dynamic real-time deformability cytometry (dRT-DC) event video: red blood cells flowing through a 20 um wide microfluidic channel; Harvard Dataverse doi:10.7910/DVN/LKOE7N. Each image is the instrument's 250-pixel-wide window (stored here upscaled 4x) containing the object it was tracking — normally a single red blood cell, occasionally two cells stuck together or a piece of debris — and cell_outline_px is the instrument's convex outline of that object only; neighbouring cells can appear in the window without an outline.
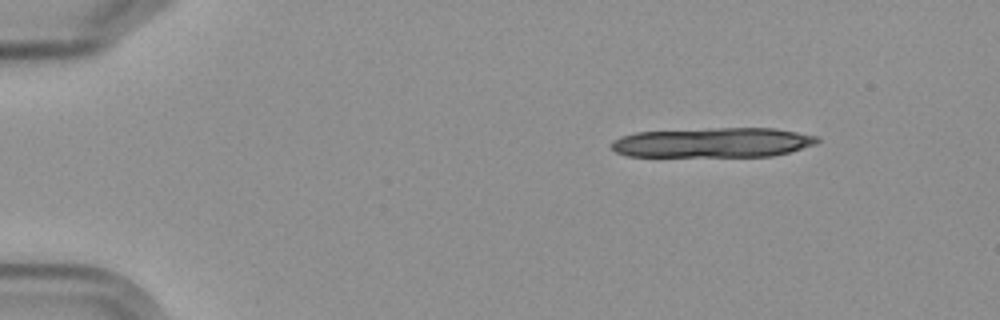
{"species": "Egyptian fruit bat (a non-hibernating species)", "species_latin": "Rousettus aegyptiacus", "temperature_condition": "cold", "stored_images_in_passage": 5, "camera_frame_rate_fps": 3000, "um_per_image_px": 0.085, "frame": {"image": 1, "passage_image": 1, "time_ms": 0.0, "image_size_px": [1000, 320], "cell_outline_px": [[820, 140], [816, 144], [788, 152], [772, 156], [628, 156], [616, 152], [612, 148], [612, 140], [620, 136], [636, 132], [708, 128], [776, 128], [816, 136]], "centroid_in_image_um": [60.58, 12.11], "position_along_channel_um": 24.4, "area_um2": 35.72}}
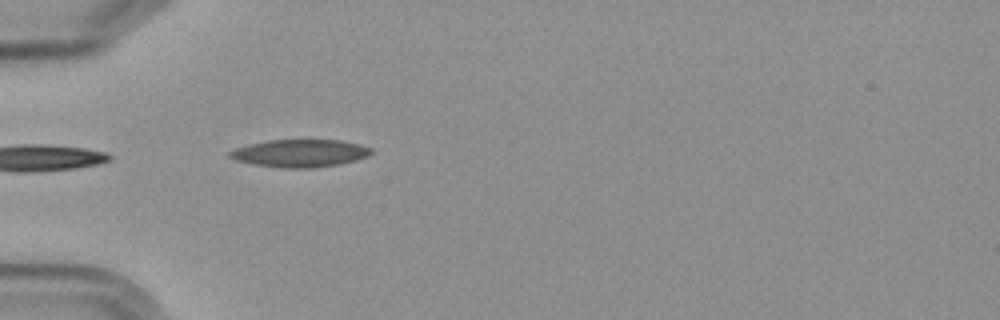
{"frame": {"image": 2, "passage_image": 4, "time_ms": 3.667, "image_size_px": [1000, 320], "cell_outline_px": [[372, 152], [368, 156], [356, 160], [340, 164], [312, 168], [280, 168], [252, 164], [236, 160], [228, 156], [228, 152], [236, 148], [248, 144], [268, 140], [340, 140], [360, 144], [372, 148]], "centroid_in_image_um": [25.5, 13.03], "position_along_channel_um": 59.5, "area_um2": 22.89}}